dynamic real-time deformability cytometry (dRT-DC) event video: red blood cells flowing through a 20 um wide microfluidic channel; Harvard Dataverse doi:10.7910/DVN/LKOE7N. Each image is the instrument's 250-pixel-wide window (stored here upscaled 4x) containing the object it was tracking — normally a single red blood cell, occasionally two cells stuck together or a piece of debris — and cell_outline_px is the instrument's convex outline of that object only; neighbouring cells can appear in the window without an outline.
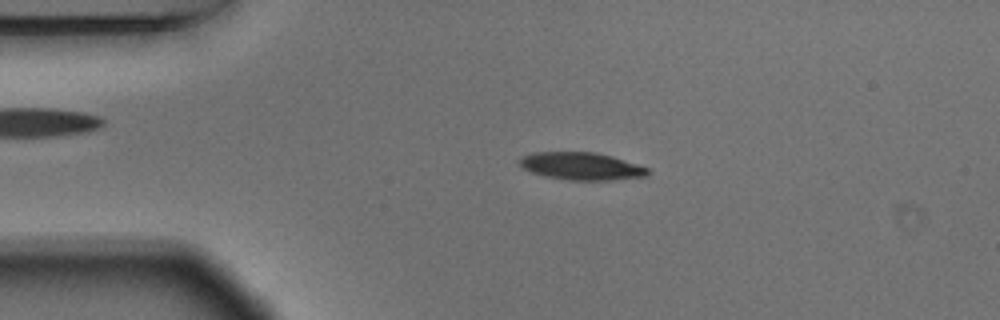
{"species": "Egyptian fruit bat (a non-hibernating species)", "species_latin": "Rousettus aegyptiacus", "temperature_condition": "warm", "stored_images_in_passage": 54, "camera_frame_rate_fps": 3000, "um_per_image_px": 0.085, "animal": {"sex": "male"}, "frame": {"image": 1, "passage_image": 11, "time_ms": 3.333, "image_size_px": [1000, 320], "cell_outline_px": [[648, 172], [644, 176], [608, 180], [572, 180], [544, 176], [532, 172], [524, 168], [520, 164], [520, 160], [524, 156], [532, 152], [596, 152], [612, 156], [648, 168]], "centroid_in_image_um": [49.39, 14.11], "position_along_channel_um": 35.6, "area_um2": 20.17}}
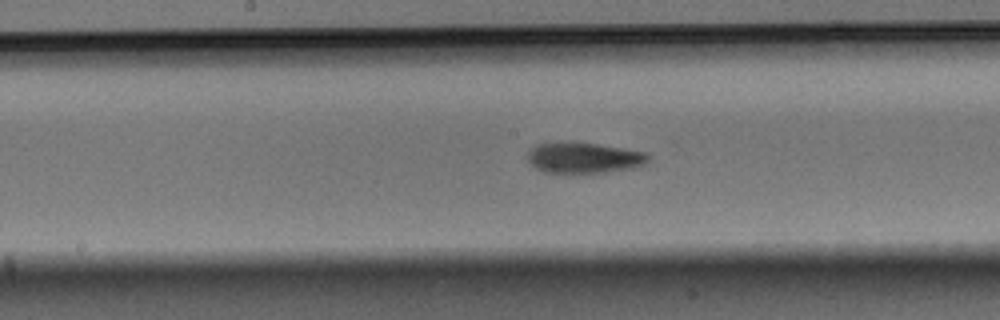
{"frame": {"image": 2, "passage_image": 27, "time_ms": 8.667, "image_size_px": [1000, 320], "cell_outline_px": [[648, 160], [644, 164], [632, 168], [604, 172], [544, 172], [536, 168], [528, 160], [528, 152], [536, 144], [596, 144], [624, 148], [648, 152]], "centroid_in_image_um": [49.68, 13.43], "position_along_channel_um": 198.5, "area_um2": 20.81}}
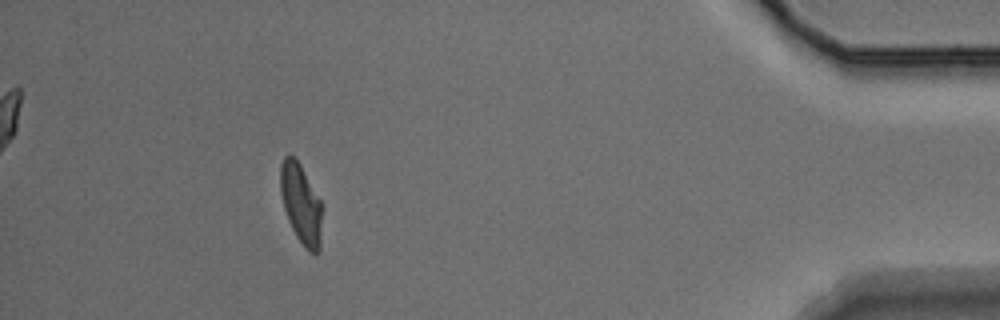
{"frame": {"image": 3, "passage_image": 49, "time_ms": 16.0, "image_size_px": [1000, 320], "cell_outline_px": [[320, 252], [308, 252], [296, 236], [288, 220], [284, 208], [280, 192], [280, 164], [284, 156], [288, 152], [296, 156], [320, 200]], "centroid_in_image_um": [25.54, 17.25], "position_along_channel_um": 409.7, "area_um2": 19.31}, "authors_computed_cell_mechanics": {"area_um2": 20.7791, "velocity_mm_per_s": 3.6733, "shape_relaxation_time_tau1_ms": 4.1489, "shape_relaxation_time_tau2_ms": 2.3489, "deformation_change_tau1": 0.1671, "deformation_change_tau2": 0.0872}}